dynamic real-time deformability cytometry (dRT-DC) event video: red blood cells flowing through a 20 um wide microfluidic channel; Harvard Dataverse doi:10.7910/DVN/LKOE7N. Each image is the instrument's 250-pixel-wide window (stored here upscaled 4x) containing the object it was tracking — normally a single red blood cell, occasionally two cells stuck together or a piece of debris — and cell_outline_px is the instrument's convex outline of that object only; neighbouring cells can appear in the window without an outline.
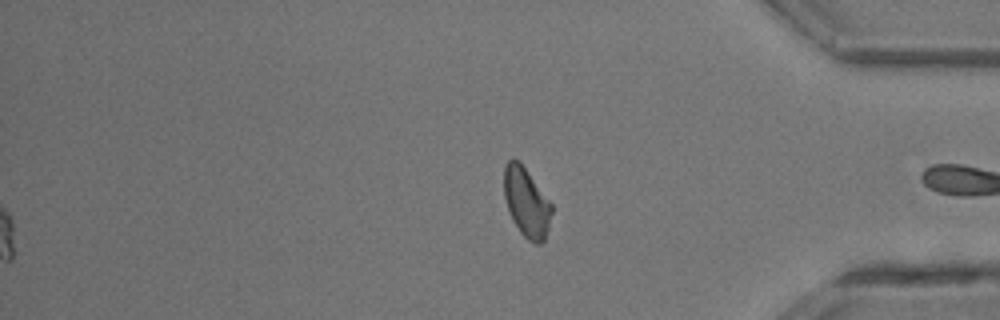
{"species": "common noctule bat (a hibernating species)", "species_latin": "Nyctalus noctula", "temperature_condition": "room temperature", "stored_images_in_passage": 34, "segment_of_instrument_passage": [2, 2], "camera_frame_rate_fps": 3000, "um_per_image_px": 0.085, "animal": {"sex": "male", "body_mass_g": 13.3}, "frame": {"image": 1, "passage_image": 34, "time_ms": 11.0, "image_size_px": [1000, 320], "cell_outline_px": [[552, 212], [548, 228], [544, 240], [540, 244], [536, 244], [528, 240], [520, 232], [512, 220], [508, 212], [504, 196], [504, 164], [512, 156], [520, 160], [552, 204]], "centroid_in_image_um": [44.73, 17.16], "position_along_channel_um": 390.5, "area_um2": 19.54}}